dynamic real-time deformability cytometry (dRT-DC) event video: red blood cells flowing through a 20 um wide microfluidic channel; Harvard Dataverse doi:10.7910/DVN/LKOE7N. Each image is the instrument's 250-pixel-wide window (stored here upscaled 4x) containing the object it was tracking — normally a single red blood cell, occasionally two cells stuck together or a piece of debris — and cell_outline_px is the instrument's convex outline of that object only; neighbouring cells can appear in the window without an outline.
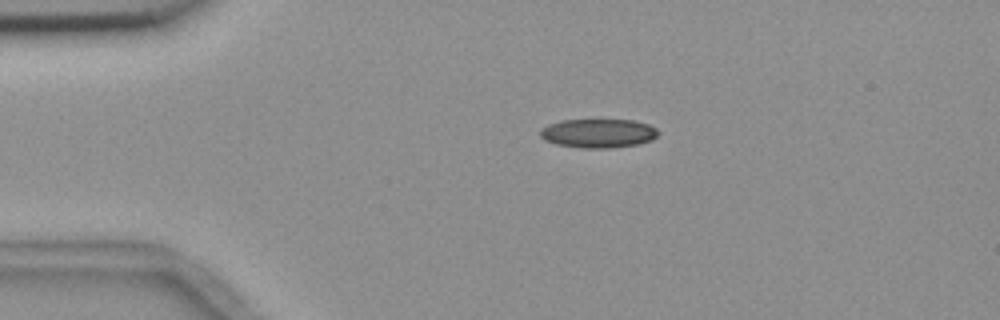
{"species": "common noctule bat (a hibernating species)", "species_latin": "Nyctalus noctula", "temperature_condition": "room temperature", "stored_images_in_passage": 6, "camera_frame_rate_fps": 3000, "um_per_image_px": 0.085, "animal": {"sex": "female", "body_mass_g": 18.4}, "frame": {"image": 1, "passage_image": 2, "time_ms": 1.333, "image_size_px": [1000, 320], "cell_outline_px": [[660, 132], [652, 140], [636, 144], [608, 148], [580, 148], [556, 144], [544, 140], [540, 136], [540, 128], [548, 124], [560, 120], [636, 120], [648, 124], [656, 128]], "centroid_in_image_um": [50.83, 11.32], "position_along_channel_um": 34.2, "area_um2": 20.0}}
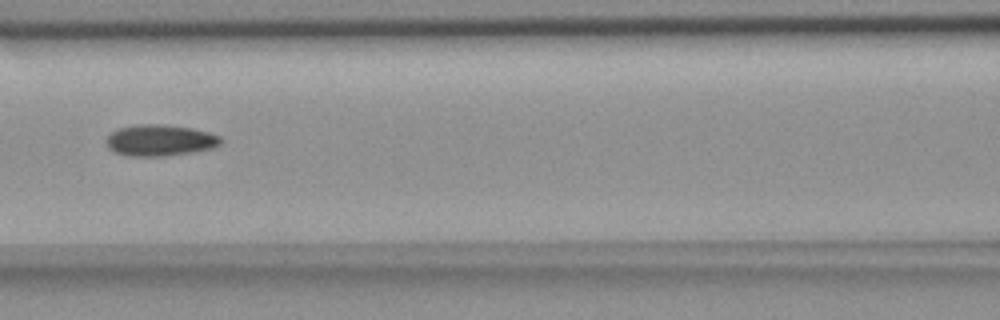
{"frame": {"image": 2, "passage_image": 6, "time_ms": 5.667, "image_size_px": [1000, 320], "cell_outline_px": [[224, 140], [220, 144], [212, 148], [188, 152], [160, 156], [132, 156], [116, 152], [108, 148], [108, 136], [116, 128], [136, 124], [164, 124], [192, 128], [208, 132], [220, 136]], "centroid_in_image_um": [13.61, 11.9], "position_along_channel_um": 153.0, "area_um2": 20.69}}